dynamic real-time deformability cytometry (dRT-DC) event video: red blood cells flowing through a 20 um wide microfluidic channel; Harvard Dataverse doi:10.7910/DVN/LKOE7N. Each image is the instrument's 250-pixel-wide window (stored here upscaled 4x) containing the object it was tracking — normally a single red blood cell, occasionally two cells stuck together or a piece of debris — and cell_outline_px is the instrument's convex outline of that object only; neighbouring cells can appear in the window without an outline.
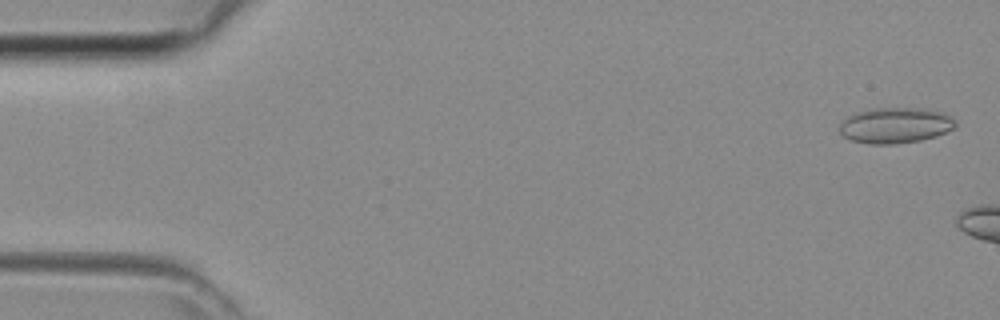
{"species": "common noctule bat (a hibernating species)", "species_latin": "Nyctalus noctula", "temperature_condition": "room temperature", "stored_images_in_passage": 9, "camera_frame_rate_fps": 3000, "um_per_image_px": 0.085, "animal": {"sex": "female", "body_mass_g": 29.2, "forearm_length_mm": 56.3}, "frame": {"image": 1, "passage_image": 2, "time_ms": 0.333, "image_size_px": [1000, 320], "cell_outline_px": [[956, 128], [936, 136], [920, 140], [896, 144], [868, 144], [852, 140], [844, 136], [836, 128], [848, 116], [856, 112], [872, 108], [928, 108], [948, 116], [956, 120]], "centroid_in_image_um": [76.09, 10.66], "position_along_channel_um": 8.9, "area_um2": 24.22}}